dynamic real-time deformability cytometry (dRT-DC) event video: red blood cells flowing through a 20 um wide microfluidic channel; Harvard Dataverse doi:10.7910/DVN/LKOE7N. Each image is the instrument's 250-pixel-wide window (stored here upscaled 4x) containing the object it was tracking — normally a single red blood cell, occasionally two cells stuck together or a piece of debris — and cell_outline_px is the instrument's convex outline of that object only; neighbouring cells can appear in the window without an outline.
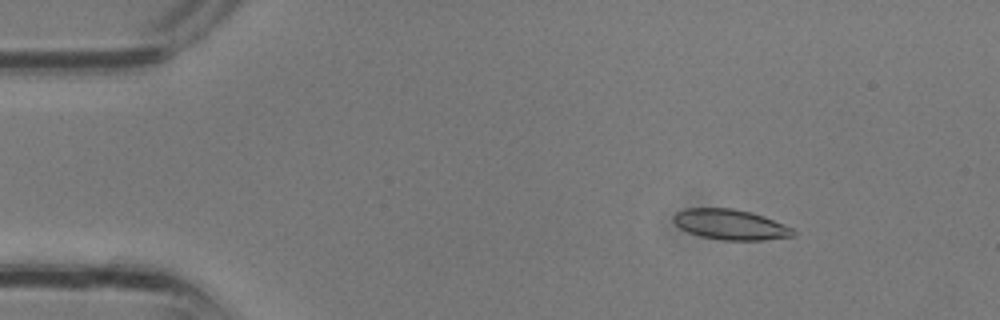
{"species": "common noctule bat (a hibernating species)", "species_latin": "Nyctalus noctula", "temperature_condition": "room temperature", "stored_images_in_passage": 32, "camera_frame_rate_fps": 3000, "um_per_image_px": 0.085, "animal": {"sex": "male", "body_mass_g": 13.3}, "frame": {"image": 1, "passage_image": 4, "time_ms": 1.0, "image_size_px": [1000, 320], "cell_outline_px": [[796, 236], [764, 240], [724, 240], [700, 236], [688, 232], [680, 228], [672, 220], [672, 216], [676, 212], [684, 208], [732, 208], [752, 212], [764, 216], [792, 228], [796, 232]], "centroid_in_image_um": [62.08, 19.08], "position_along_channel_um": 22.9, "area_um2": 21.27}}
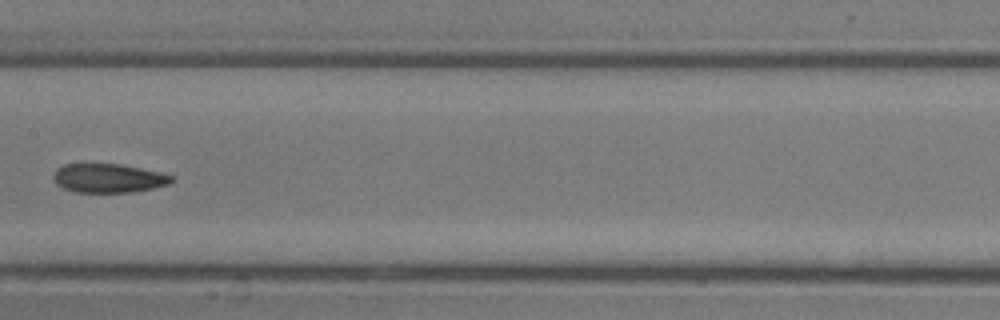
{"frame": {"image": 2, "passage_image": 16, "time_ms": 5.0, "image_size_px": [1000, 320], "cell_outline_px": [[176, 176], [168, 184], [152, 188], [132, 192], [76, 192], [64, 188], [56, 184], [52, 180], [52, 176], [56, 168], [64, 164], [120, 164], [160, 172]], "centroid_in_image_um": [9.19, 15.14], "position_along_channel_um": 198.2, "area_um2": 19.94}}
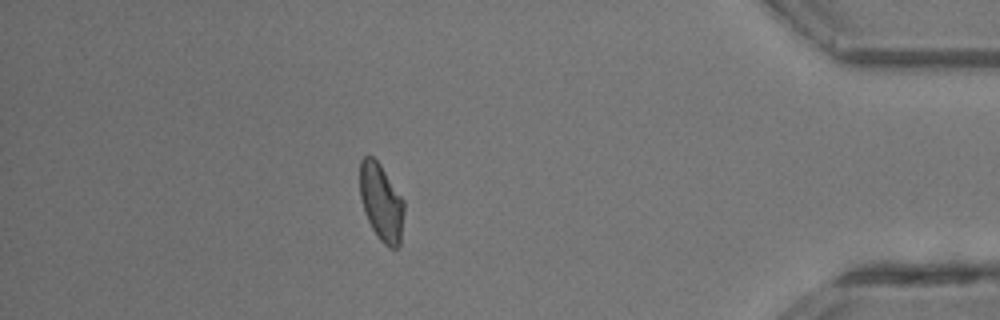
{"frame": {"image": 3, "passage_image": 28, "time_ms": 9.0, "image_size_px": [1000, 320], "cell_outline_px": [[404, 208], [400, 244], [396, 248], [388, 248], [380, 240], [372, 228], [368, 220], [360, 196], [360, 160], [364, 156], [372, 156], [380, 164], [404, 200]], "centroid_in_image_um": [32.41, 17.19], "position_along_channel_um": 402.8, "area_um2": 19.71}}